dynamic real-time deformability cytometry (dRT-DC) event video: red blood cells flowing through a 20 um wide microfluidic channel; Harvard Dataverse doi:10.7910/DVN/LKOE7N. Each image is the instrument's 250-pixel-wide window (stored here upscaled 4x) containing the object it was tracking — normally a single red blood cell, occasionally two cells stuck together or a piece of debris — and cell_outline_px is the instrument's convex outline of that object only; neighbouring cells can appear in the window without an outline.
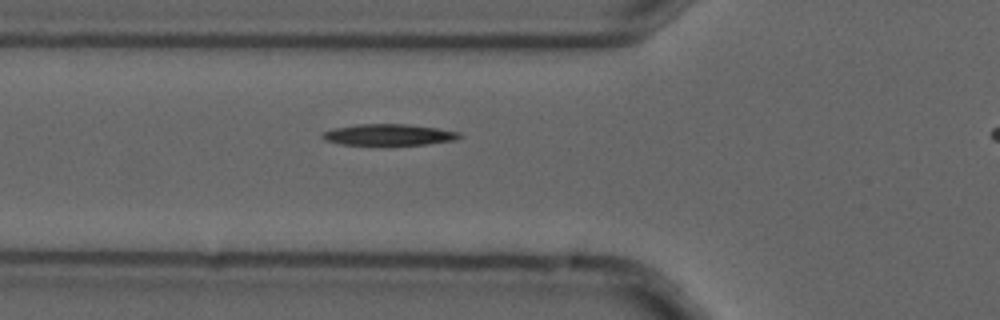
{"species": "common noctule bat (a hibernating species)", "species_latin": "Nyctalus noctula", "temperature_condition": "cold", "stored_images_in_passage": 3, "camera_frame_rate_fps": 3000, "um_per_image_px": 0.085, "animal": {"sex": "male", "forearm_length_mm": 52.5}, "frame": {"image": 1, "passage_image": 3, "time_ms": 0.667, "image_size_px": [1000, 320], "cell_outline_px": [[464, 136], [456, 140], [428, 144], [388, 148], [384, 148], [340, 144], [324, 140], [320, 136], [324, 132], [336, 128], [356, 124], [408, 124], [436, 128], [460, 132]], "centroid_in_image_um": [33.06, 11.51], "position_along_channel_um": 92.7, "area_um2": 18.15}}